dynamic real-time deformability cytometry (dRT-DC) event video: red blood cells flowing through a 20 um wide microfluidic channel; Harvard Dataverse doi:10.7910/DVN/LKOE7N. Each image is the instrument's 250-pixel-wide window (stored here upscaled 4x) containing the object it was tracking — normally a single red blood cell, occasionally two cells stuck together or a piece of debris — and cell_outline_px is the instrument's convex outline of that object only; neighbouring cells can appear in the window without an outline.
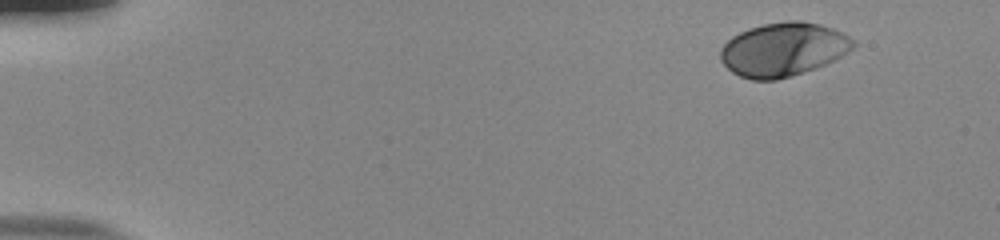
{"species": "human", "species_latin": "Homo sapiens", "temperature_condition": "room temperature", "stored_images_in_passage": 50, "camera_frame_rate_fps": 3000, "um_per_image_px": 0.085, "donor": {"sex": "male"}, "frame": {"image": 1, "passage_image": 1, "time_ms": 0.0, "image_size_px": [1000, 240], "cell_outline_px": [[856, 44], [848, 52], [816, 68], [776, 80], [752, 80], [740, 76], [732, 72], [720, 60], [720, 48], [732, 36], [748, 28], [764, 24], [788, 20], [800, 20], [820, 24], [832, 28], [856, 40]], "centroid_in_image_um": [66.55, 4.19], "position_along_channel_um": 18.4, "area_um2": 41.44}}
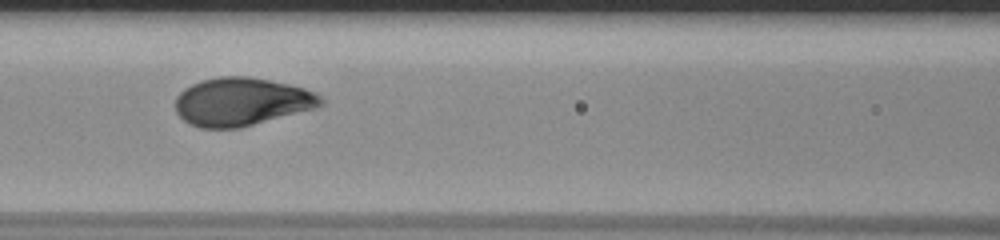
{"frame": {"image": 2, "passage_image": 21, "time_ms": 6.667, "image_size_px": [1000, 240], "cell_outline_px": [[324, 104], [316, 108], [240, 128], [200, 128], [188, 124], [176, 112], [176, 96], [184, 88], [200, 80], [220, 76], [248, 76], [288, 84], [304, 88], [316, 92], [324, 100]], "centroid_in_image_um": [20.53, 8.65], "position_along_channel_um": 146.1, "area_um2": 40.98}}
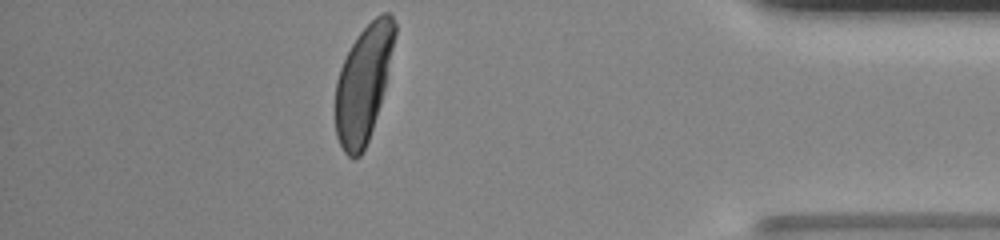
{"frame": {"image": 3, "passage_image": 44, "time_ms": 14.333, "image_size_px": [1000, 240], "cell_outline_px": [[396, 32], [384, 88], [380, 104], [368, 140], [360, 156], [356, 160], [352, 160], [344, 152], [336, 136], [336, 80], [340, 68], [356, 36], [376, 16], [384, 12], [388, 12], [392, 16], [396, 24]], "centroid_in_image_um": [30.88, 7.11], "position_along_channel_um": 404.3, "area_um2": 39.59}, "authors_computed_cell_mechanics": {"area_um2": 40.7779, "velocity_mm_per_s": 3.8109, "shape_relaxation_time_tau1_ms": 2.5827, "shape_relaxation_time_tau2_ms": null, "deformation_change_tau1": 0.1775, "deformation_change_tau2": null}}